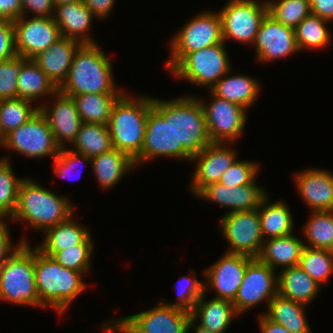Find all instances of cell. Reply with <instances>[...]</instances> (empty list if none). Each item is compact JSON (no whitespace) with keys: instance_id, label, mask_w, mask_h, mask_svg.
Listing matches in <instances>:
<instances>
[{"instance_id":"obj_43","label":"cell","mask_w":333,"mask_h":333,"mask_svg":"<svg viewBox=\"0 0 333 333\" xmlns=\"http://www.w3.org/2000/svg\"><path fill=\"white\" fill-rule=\"evenodd\" d=\"M12 164L0 176V218L10 219L18 203V189L23 178L14 174Z\"/></svg>"},{"instance_id":"obj_23","label":"cell","mask_w":333,"mask_h":333,"mask_svg":"<svg viewBox=\"0 0 333 333\" xmlns=\"http://www.w3.org/2000/svg\"><path fill=\"white\" fill-rule=\"evenodd\" d=\"M93 18L96 17L83 0L56 5L54 8L53 19L59 27L61 37L71 38L82 44L97 43L89 33Z\"/></svg>"},{"instance_id":"obj_41","label":"cell","mask_w":333,"mask_h":333,"mask_svg":"<svg viewBox=\"0 0 333 333\" xmlns=\"http://www.w3.org/2000/svg\"><path fill=\"white\" fill-rule=\"evenodd\" d=\"M91 237L90 234L81 244L58 251L52 257L63 267L83 272L84 275L89 273L90 261L95 250Z\"/></svg>"},{"instance_id":"obj_52","label":"cell","mask_w":333,"mask_h":333,"mask_svg":"<svg viewBox=\"0 0 333 333\" xmlns=\"http://www.w3.org/2000/svg\"><path fill=\"white\" fill-rule=\"evenodd\" d=\"M311 13L322 19L333 21V0H309Z\"/></svg>"},{"instance_id":"obj_44","label":"cell","mask_w":333,"mask_h":333,"mask_svg":"<svg viewBox=\"0 0 333 333\" xmlns=\"http://www.w3.org/2000/svg\"><path fill=\"white\" fill-rule=\"evenodd\" d=\"M259 168L258 163H254L253 161L236 160V162L221 176L219 183L229 188L252 184L258 178Z\"/></svg>"},{"instance_id":"obj_47","label":"cell","mask_w":333,"mask_h":333,"mask_svg":"<svg viewBox=\"0 0 333 333\" xmlns=\"http://www.w3.org/2000/svg\"><path fill=\"white\" fill-rule=\"evenodd\" d=\"M16 55L13 22L0 19V61Z\"/></svg>"},{"instance_id":"obj_54","label":"cell","mask_w":333,"mask_h":333,"mask_svg":"<svg viewBox=\"0 0 333 333\" xmlns=\"http://www.w3.org/2000/svg\"><path fill=\"white\" fill-rule=\"evenodd\" d=\"M195 329L194 333H212L207 329H204L203 327H201L200 325H197L196 321L193 320L192 318L189 319V323H188V332L190 331V329Z\"/></svg>"},{"instance_id":"obj_22","label":"cell","mask_w":333,"mask_h":333,"mask_svg":"<svg viewBox=\"0 0 333 333\" xmlns=\"http://www.w3.org/2000/svg\"><path fill=\"white\" fill-rule=\"evenodd\" d=\"M301 199L312 211L333 210V174L318 168H307L294 176Z\"/></svg>"},{"instance_id":"obj_48","label":"cell","mask_w":333,"mask_h":333,"mask_svg":"<svg viewBox=\"0 0 333 333\" xmlns=\"http://www.w3.org/2000/svg\"><path fill=\"white\" fill-rule=\"evenodd\" d=\"M6 218H0V267L10 258V256L21 246L22 243H28L23 237L19 243L12 242V236L6 223Z\"/></svg>"},{"instance_id":"obj_20","label":"cell","mask_w":333,"mask_h":333,"mask_svg":"<svg viewBox=\"0 0 333 333\" xmlns=\"http://www.w3.org/2000/svg\"><path fill=\"white\" fill-rule=\"evenodd\" d=\"M52 98V106L42 102L38 105L39 110L46 118L56 144L60 149L66 148V143L72 145L75 141L82 121L71 96L58 90Z\"/></svg>"},{"instance_id":"obj_11","label":"cell","mask_w":333,"mask_h":333,"mask_svg":"<svg viewBox=\"0 0 333 333\" xmlns=\"http://www.w3.org/2000/svg\"><path fill=\"white\" fill-rule=\"evenodd\" d=\"M218 13L224 43L235 40L253 46L260 23L268 13V6L266 0H229Z\"/></svg>"},{"instance_id":"obj_15","label":"cell","mask_w":333,"mask_h":333,"mask_svg":"<svg viewBox=\"0 0 333 333\" xmlns=\"http://www.w3.org/2000/svg\"><path fill=\"white\" fill-rule=\"evenodd\" d=\"M278 294V275L259 258H251L247 262L246 272L236 297L232 301L238 314L265 302H269Z\"/></svg>"},{"instance_id":"obj_19","label":"cell","mask_w":333,"mask_h":333,"mask_svg":"<svg viewBox=\"0 0 333 333\" xmlns=\"http://www.w3.org/2000/svg\"><path fill=\"white\" fill-rule=\"evenodd\" d=\"M237 154L235 149L226 147V143H210L192 156L191 162L197 164L189 185L191 193L196 195L207 184L219 182L238 159Z\"/></svg>"},{"instance_id":"obj_33","label":"cell","mask_w":333,"mask_h":333,"mask_svg":"<svg viewBox=\"0 0 333 333\" xmlns=\"http://www.w3.org/2000/svg\"><path fill=\"white\" fill-rule=\"evenodd\" d=\"M267 195L258 207L260 225L264 240L289 235L294 231V218L283 200L269 204Z\"/></svg>"},{"instance_id":"obj_39","label":"cell","mask_w":333,"mask_h":333,"mask_svg":"<svg viewBox=\"0 0 333 333\" xmlns=\"http://www.w3.org/2000/svg\"><path fill=\"white\" fill-rule=\"evenodd\" d=\"M299 266L320 285L333 274V251L304 247Z\"/></svg>"},{"instance_id":"obj_35","label":"cell","mask_w":333,"mask_h":333,"mask_svg":"<svg viewBox=\"0 0 333 333\" xmlns=\"http://www.w3.org/2000/svg\"><path fill=\"white\" fill-rule=\"evenodd\" d=\"M122 94H81L72 96L81 121L108 125L114 103Z\"/></svg>"},{"instance_id":"obj_56","label":"cell","mask_w":333,"mask_h":333,"mask_svg":"<svg viewBox=\"0 0 333 333\" xmlns=\"http://www.w3.org/2000/svg\"><path fill=\"white\" fill-rule=\"evenodd\" d=\"M53 1L56 6V5L66 4L69 2H78V1H82V0H53Z\"/></svg>"},{"instance_id":"obj_55","label":"cell","mask_w":333,"mask_h":333,"mask_svg":"<svg viewBox=\"0 0 333 333\" xmlns=\"http://www.w3.org/2000/svg\"><path fill=\"white\" fill-rule=\"evenodd\" d=\"M8 156L0 158V176L11 165Z\"/></svg>"},{"instance_id":"obj_4","label":"cell","mask_w":333,"mask_h":333,"mask_svg":"<svg viewBox=\"0 0 333 333\" xmlns=\"http://www.w3.org/2000/svg\"><path fill=\"white\" fill-rule=\"evenodd\" d=\"M153 107V98L126 94L114 103L108 123L114 149L128 154L133 160L141 153L147 116Z\"/></svg>"},{"instance_id":"obj_40","label":"cell","mask_w":333,"mask_h":333,"mask_svg":"<svg viewBox=\"0 0 333 333\" xmlns=\"http://www.w3.org/2000/svg\"><path fill=\"white\" fill-rule=\"evenodd\" d=\"M268 14L283 25L295 29L311 14L309 0H266Z\"/></svg>"},{"instance_id":"obj_30","label":"cell","mask_w":333,"mask_h":333,"mask_svg":"<svg viewBox=\"0 0 333 333\" xmlns=\"http://www.w3.org/2000/svg\"><path fill=\"white\" fill-rule=\"evenodd\" d=\"M57 91L55 84L32 59L21 57V69L17 79V98L35 102L43 96L52 97Z\"/></svg>"},{"instance_id":"obj_46","label":"cell","mask_w":333,"mask_h":333,"mask_svg":"<svg viewBox=\"0 0 333 333\" xmlns=\"http://www.w3.org/2000/svg\"><path fill=\"white\" fill-rule=\"evenodd\" d=\"M53 169H54V175L70 179L73 173H75V169H77V165L79 163L87 164L91 162V158L84 155L77 153L73 150H68L66 148H61L59 151L58 156L53 158ZM87 162V163H86ZM82 167V166H81ZM80 172V170H79ZM81 173V172H80ZM75 178V177H74Z\"/></svg>"},{"instance_id":"obj_14","label":"cell","mask_w":333,"mask_h":333,"mask_svg":"<svg viewBox=\"0 0 333 333\" xmlns=\"http://www.w3.org/2000/svg\"><path fill=\"white\" fill-rule=\"evenodd\" d=\"M213 99L206 102L199 99L209 137L212 143L231 144L239 139L247 122V110L235 103L214 95L210 91ZM228 142V143H227Z\"/></svg>"},{"instance_id":"obj_1","label":"cell","mask_w":333,"mask_h":333,"mask_svg":"<svg viewBox=\"0 0 333 333\" xmlns=\"http://www.w3.org/2000/svg\"><path fill=\"white\" fill-rule=\"evenodd\" d=\"M68 96L123 94L114 82L112 62L98 43L82 44L76 51L66 80L58 88Z\"/></svg>"},{"instance_id":"obj_34","label":"cell","mask_w":333,"mask_h":333,"mask_svg":"<svg viewBox=\"0 0 333 333\" xmlns=\"http://www.w3.org/2000/svg\"><path fill=\"white\" fill-rule=\"evenodd\" d=\"M72 146L71 150L90 158L109 152L113 147L108 125L82 122Z\"/></svg>"},{"instance_id":"obj_12","label":"cell","mask_w":333,"mask_h":333,"mask_svg":"<svg viewBox=\"0 0 333 333\" xmlns=\"http://www.w3.org/2000/svg\"><path fill=\"white\" fill-rule=\"evenodd\" d=\"M219 228L230 246L226 253L258 258L264 243L258 208L250 211L227 212Z\"/></svg>"},{"instance_id":"obj_9","label":"cell","mask_w":333,"mask_h":333,"mask_svg":"<svg viewBox=\"0 0 333 333\" xmlns=\"http://www.w3.org/2000/svg\"><path fill=\"white\" fill-rule=\"evenodd\" d=\"M226 49L222 42L187 53L170 72L181 80L210 89L232 70Z\"/></svg>"},{"instance_id":"obj_26","label":"cell","mask_w":333,"mask_h":333,"mask_svg":"<svg viewBox=\"0 0 333 333\" xmlns=\"http://www.w3.org/2000/svg\"><path fill=\"white\" fill-rule=\"evenodd\" d=\"M90 165L102 190L113 188L127 172L136 168L134 160L128 154L114 148L92 157Z\"/></svg>"},{"instance_id":"obj_45","label":"cell","mask_w":333,"mask_h":333,"mask_svg":"<svg viewBox=\"0 0 333 333\" xmlns=\"http://www.w3.org/2000/svg\"><path fill=\"white\" fill-rule=\"evenodd\" d=\"M21 69V56L0 61V100L17 98V79Z\"/></svg>"},{"instance_id":"obj_38","label":"cell","mask_w":333,"mask_h":333,"mask_svg":"<svg viewBox=\"0 0 333 333\" xmlns=\"http://www.w3.org/2000/svg\"><path fill=\"white\" fill-rule=\"evenodd\" d=\"M32 103L21 98L0 100V126L5 135L26 123L39 111V106L34 107Z\"/></svg>"},{"instance_id":"obj_32","label":"cell","mask_w":333,"mask_h":333,"mask_svg":"<svg viewBox=\"0 0 333 333\" xmlns=\"http://www.w3.org/2000/svg\"><path fill=\"white\" fill-rule=\"evenodd\" d=\"M307 305L292 301L277 294L264 314L272 322L285 327L291 333H311L305 309ZM306 307V308H305Z\"/></svg>"},{"instance_id":"obj_3","label":"cell","mask_w":333,"mask_h":333,"mask_svg":"<svg viewBox=\"0 0 333 333\" xmlns=\"http://www.w3.org/2000/svg\"><path fill=\"white\" fill-rule=\"evenodd\" d=\"M32 178L21 181L18 203L10 221L25 222L34 231L44 233L48 228L68 219L74 212V204L66 196H59L45 189Z\"/></svg>"},{"instance_id":"obj_51","label":"cell","mask_w":333,"mask_h":333,"mask_svg":"<svg viewBox=\"0 0 333 333\" xmlns=\"http://www.w3.org/2000/svg\"><path fill=\"white\" fill-rule=\"evenodd\" d=\"M92 14L97 18L106 19L114 9L116 0H83Z\"/></svg>"},{"instance_id":"obj_16","label":"cell","mask_w":333,"mask_h":333,"mask_svg":"<svg viewBox=\"0 0 333 333\" xmlns=\"http://www.w3.org/2000/svg\"><path fill=\"white\" fill-rule=\"evenodd\" d=\"M21 16L13 22L16 54L33 59L47 50L60 37L53 17Z\"/></svg>"},{"instance_id":"obj_13","label":"cell","mask_w":333,"mask_h":333,"mask_svg":"<svg viewBox=\"0 0 333 333\" xmlns=\"http://www.w3.org/2000/svg\"><path fill=\"white\" fill-rule=\"evenodd\" d=\"M4 148L34 159L47 156L55 158L60 151L50 126L40 110L26 123L5 135Z\"/></svg>"},{"instance_id":"obj_42","label":"cell","mask_w":333,"mask_h":333,"mask_svg":"<svg viewBox=\"0 0 333 333\" xmlns=\"http://www.w3.org/2000/svg\"><path fill=\"white\" fill-rule=\"evenodd\" d=\"M204 283L197 279V275L192 276L189 273L181 276L179 277V282L175 283L177 287H174V290L177 291V302L168 303L166 301L164 303L191 313L195 304L204 293Z\"/></svg>"},{"instance_id":"obj_6","label":"cell","mask_w":333,"mask_h":333,"mask_svg":"<svg viewBox=\"0 0 333 333\" xmlns=\"http://www.w3.org/2000/svg\"><path fill=\"white\" fill-rule=\"evenodd\" d=\"M39 307L35 282L34 247L21 246L0 267V301Z\"/></svg>"},{"instance_id":"obj_5","label":"cell","mask_w":333,"mask_h":333,"mask_svg":"<svg viewBox=\"0 0 333 333\" xmlns=\"http://www.w3.org/2000/svg\"><path fill=\"white\" fill-rule=\"evenodd\" d=\"M174 158L191 161L211 142L204 111L196 96L173 99Z\"/></svg>"},{"instance_id":"obj_8","label":"cell","mask_w":333,"mask_h":333,"mask_svg":"<svg viewBox=\"0 0 333 333\" xmlns=\"http://www.w3.org/2000/svg\"><path fill=\"white\" fill-rule=\"evenodd\" d=\"M173 38H170V54L165 66L170 71L187 53L223 42L221 18L218 12L196 14Z\"/></svg>"},{"instance_id":"obj_27","label":"cell","mask_w":333,"mask_h":333,"mask_svg":"<svg viewBox=\"0 0 333 333\" xmlns=\"http://www.w3.org/2000/svg\"><path fill=\"white\" fill-rule=\"evenodd\" d=\"M225 74L212 88L209 90L216 96L235 103L246 110L253 106L260 94V84L256 78L252 76L238 74Z\"/></svg>"},{"instance_id":"obj_37","label":"cell","mask_w":333,"mask_h":333,"mask_svg":"<svg viewBox=\"0 0 333 333\" xmlns=\"http://www.w3.org/2000/svg\"><path fill=\"white\" fill-rule=\"evenodd\" d=\"M302 229L306 247L333 251V210L312 211Z\"/></svg>"},{"instance_id":"obj_17","label":"cell","mask_w":333,"mask_h":333,"mask_svg":"<svg viewBox=\"0 0 333 333\" xmlns=\"http://www.w3.org/2000/svg\"><path fill=\"white\" fill-rule=\"evenodd\" d=\"M251 257L226 253L214 264L204 269V292L213 289L215 298L233 301L244 278Z\"/></svg>"},{"instance_id":"obj_31","label":"cell","mask_w":333,"mask_h":333,"mask_svg":"<svg viewBox=\"0 0 333 333\" xmlns=\"http://www.w3.org/2000/svg\"><path fill=\"white\" fill-rule=\"evenodd\" d=\"M73 214L65 221L48 228L44 232L41 245L36 246L41 252L53 256L74 245L81 244L89 235L87 227L73 220Z\"/></svg>"},{"instance_id":"obj_57","label":"cell","mask_w":333,"mask_h":333,"mask_svg":"<svg viewBox=\"0 0 333 333\" xmlns=\"http://www.w3.org/2000/svg\"><path fill=\"white\" fill-rule=\"evenodd\" d=\"M5 144V134L2 132L1 126H0V146L4 147Z\"/></svg>"},{"instance_id":"obj_25","label":"cell","mask_w":333,"mask_h":333,"mask_svg":"<svg viewBox=\"0 0 333 333\" xmlns=\"http://www.w3.org/2000/svg\"><path fill=\"white\" fill-rule=\"evenodd\" d=\"M206 292L200 297L191 312V318L198 325L212 333H225L230 323L239 314L230 300L221 298L206 299Z\"/></svg>"},{"instance_id":"obj_18","label":"cell","mask_w":333,"mask_h":333,"mask_svg":"<svg viewBox=\"0 0 333 333\" xmlns=\"http://www.w3.org/2000/svg\"><path fill=\"white\" fill-rule=\"evenodd\" d=\"M254 47H256V60L260 63L286 58L299 52L295 29L276 21L268 13L260 23Z\"/></svg>"},{"instance_id":"obj_49","label":"cell","mask_w":333,"mask_h":333,"mask_svg":"<svg viewBox=\"0 0 333 333\" xmlns=\"http://www.w3.org/2000/svg\"><path fill=\"white\" fill-rule=\"evenodd\" d=\"M54 8L53 0H22V16L31 12L33 17H53Z\"/></svg>"},{"instance_id":"obj_50","label":"cell","mask_w":333,"mask_h":333,"mask_svg":"<svg viewBox=\"0 0 333 333\" xmlns=\"http://www.w3.org/2000/svg\"><path fill=\"white\" fill-rule=\"evenodd\" d=\"M22 16V0H0V19L11 22Z\"/></svg>"},{"instance_id":"obj_7","label":"cell","mask_w":333,"mask_h":333,"mask_svg":"<svg viewBox=\"0 0 333 333\" xmlns=\"http://www.w3.org/2000/svg\"><path fill=\"white\" fill-rule=\"evenodd\" d=\"M191 313L166 305L164 301L142 311L101 325L105 333H188Z\"/></svg>"},{"instance_id":"obj_10","label":"cell","mask_w":333,"mask_h":333,"mask_svg":"<svg viewBox=\"0 0 333 333\" xmlns=\"http://www.w3.org/2000/svg\"><path fill=\"white\" fill-rule=\"evenodd\" d=\"M157 157L174 158L173 99L153 98L147 116L141 153L134 159L136 167Z\"/></svg>"},{"instance_id":"obj_28","label":"cell","mask_w":333,"mask_h":333,"mask_svg":"<svg viewBox=\"0 0 333 333\" xmlns=\"http://www.w3.org/2000/svg\"><path fill=\"white\" fill-rule=\"evenodd\" d=\"M278 275V294L284 298L309 305L321 291V285L299 265L281 269Z\"/></svg>"},{"instance_id":"obj_53","label":"cell","mask_w":333,"mask_h":333,"mask_svg":"<svg viewBox=\"0 0 333 333\" xmlns=\"http://www.w3.org/2000/svg\"><path fill=\"white\" fill-rule=\"evenodd\" d=\"M261 333H291L282 325L272 322L264 314L258 316Z\"/></svg>"},{"instance_id":"obj_24","label":"cell","mask_w":333,"mask_h":333,"mask_svg":"<svg viewBox=\"0 0 333 333\" xmlns=\"http://www.w3.org/2000/svg\"><path fill=\"white\" fill-rule=\"evenodd\" d=\"M81 45L80 41L60 37L47 50L38 54L32 60L59 88L66 80L74 55Z\"/></svg>"},{"instance_id":"obj_29","label":"cell","mask_w":333,"mask_h":333,"mask_svg":"<svg viewBox=\"0 0 333 333\" xmlns=\"http://www.w3.org/2000/svg\"><path fill=\"white\" fill-rule=\"evenodd\" d=\"M300 239L293 233L266 239L258 258L274 270H276L275 267L285 269L298 266L305 247V242Z\"/></svg>"},{"instance_id":"obj_36","label":"cell","mask_w":333,"mask_h":333,"mask_svg":"<svg viewBox=\"0 0 333 333\" xmlns=\"http://www.w3.org/2000/svg\"><path fill=\"white\" fill-rule=\"evenodd\" d=\"M327 24H330V22L312 13L304 18L295 28L299 51L304 49L317 50L329 46L331 36Z\"/></svg>"},{"instance_id":"obj_2","label":"cell","mask_w":333,"mask_h":333,"mask_svg":"<svg viewBox=\"0 0 333 333\" xmlns=\"http://www.w3.org/2000/svg\"><path fill=\"white\" fill-rule=\"evenodd\" d=\"M34 268L39 307L42 309L49 306L57 314H62L86 289L83 272L63 267L37 247H34Z\"/></svg>"},{"instance_id":"obj_21","label":"cell","mask_w":333,"mask_h":333,"mask_svg":"<svg viewBox=\"0 0 333 333\" xmlns=\"http://www.w3.org/2000/svg\"><path fill=\"white\" fill-rule=\"evenodd\" d=\"M255 180L252 184L237 187H226L219 182L209 183L204 186L195 196L217 203L222 208L233 211H250L257 209L261 201L268 195L265 187L257 185Z\"/></svg>"}]
</instances>
